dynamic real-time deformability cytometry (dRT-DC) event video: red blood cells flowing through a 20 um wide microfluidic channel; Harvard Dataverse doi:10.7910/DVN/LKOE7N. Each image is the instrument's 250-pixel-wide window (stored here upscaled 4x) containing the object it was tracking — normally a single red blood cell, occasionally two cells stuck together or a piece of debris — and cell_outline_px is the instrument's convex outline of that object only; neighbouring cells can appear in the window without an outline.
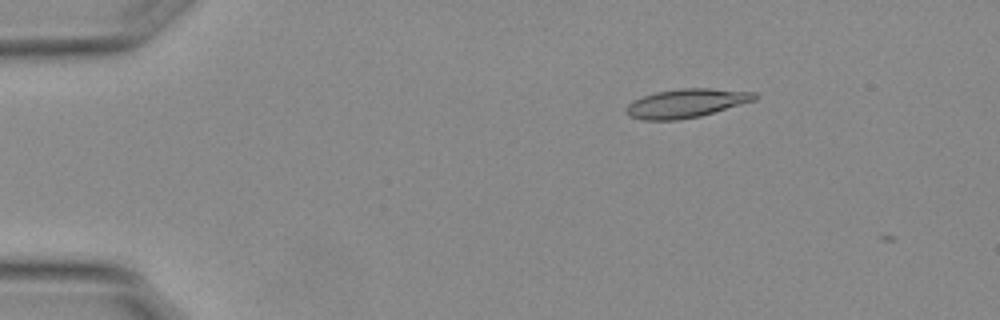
{"species": "Egyptian fruit bat (a non-hibernating species)", "species_latin": "Rousettus aegyptiacus", "temperature_condition": "warm", "stored_images_in_passage": 3, "camera_frame_rate_fps": 3000, "um_per_image_px": 0.085, "animal": {"sex": "female"}, "frame": {"image": 1, "passage_image": 1, "time_ms": 0.0, "image_size_px": [1000, 320], "cell_outline_px": [[760, 96], [756, 100], [700, 116], [676, 120], [644, 120], [632, 116], [624, 112], [624, 108], [632, 100], [656, 92], [680, 88], [712, 88], [756, 92]], "centroid_in_image_um": [58.35, 8.76], "position_along_channel_um": 26.6, "area_um2": 21.62}}